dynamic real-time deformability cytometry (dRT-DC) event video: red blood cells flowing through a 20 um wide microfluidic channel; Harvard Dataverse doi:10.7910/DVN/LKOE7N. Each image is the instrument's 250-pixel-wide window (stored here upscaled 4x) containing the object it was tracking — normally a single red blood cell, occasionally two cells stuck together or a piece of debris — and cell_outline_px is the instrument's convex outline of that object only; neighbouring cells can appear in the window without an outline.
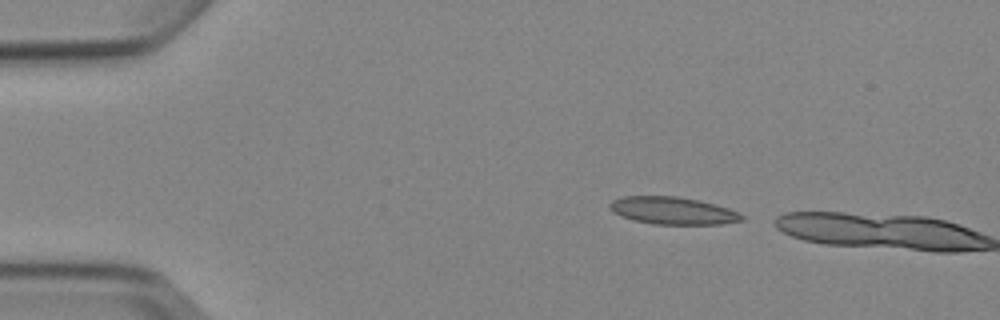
{"species": "Egyptian fruit bat (a non-hibernating species)", "species_latin": "Rousettus aegyptiacus", "temperature_condition": "cold", "stored_images_in_passage": 2, "camera_frame_rate_fps": 3000, "um_per_image_px": 0.085, "animal": {"sex": "female"}, "frame": {"image": 1, "passage_image": 1, "time_ms": 0.0, "image_size_px": [1000, 320], "cell_outline_px": [[744, 220], [720, 224], [652, 224], [632, 220], [620, 216], [612, 212], [608, 208], [608, 204], [612, 200], [620, 196], [676, 196], [700, 200], [728, 208], [740, 212], [744, 216]], "centroid_in_image_um": [57.14, 17.9], "position_along_channel_um": 27.9, "area_um2": 21.39}}